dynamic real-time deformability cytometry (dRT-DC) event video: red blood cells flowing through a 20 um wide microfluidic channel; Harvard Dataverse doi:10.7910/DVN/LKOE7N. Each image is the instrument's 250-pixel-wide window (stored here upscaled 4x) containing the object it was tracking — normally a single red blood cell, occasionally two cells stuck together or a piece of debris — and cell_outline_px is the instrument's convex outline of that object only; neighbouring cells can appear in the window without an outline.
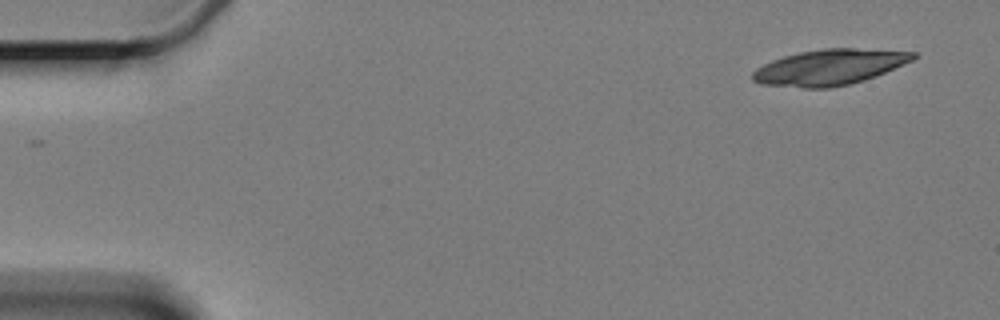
{"species": "Egyptian fruit bat (a non-hibernating species)", "species_latin": "Rousettus aegyptiacus", "temperature_condition": "cold", "stored_images_in_passage": 2, "camera_frame_rate_fps": 3000, "um_per_image_px": 0.085, "animal": {"sex": "female"}, "frame": {"image": 1, "passage_image": 2, "time_ms": 2.333, "image_size_px": [1000, 320], "cell_outline_px": [[920, 56], [912, 60], [876, 76], [864, 80], [848, 84], [828, 88], [804, 88], [760, 84], [752, 80], [752, 72], [756, 68], [772, 60], [784, 56], [800, 52], [824, 48], [856, 48], [916, 52]], "centroid_in_image_um": [70.5, 5.71], "position_along_channel_um": 14.5, "area_um2": 33.35}}